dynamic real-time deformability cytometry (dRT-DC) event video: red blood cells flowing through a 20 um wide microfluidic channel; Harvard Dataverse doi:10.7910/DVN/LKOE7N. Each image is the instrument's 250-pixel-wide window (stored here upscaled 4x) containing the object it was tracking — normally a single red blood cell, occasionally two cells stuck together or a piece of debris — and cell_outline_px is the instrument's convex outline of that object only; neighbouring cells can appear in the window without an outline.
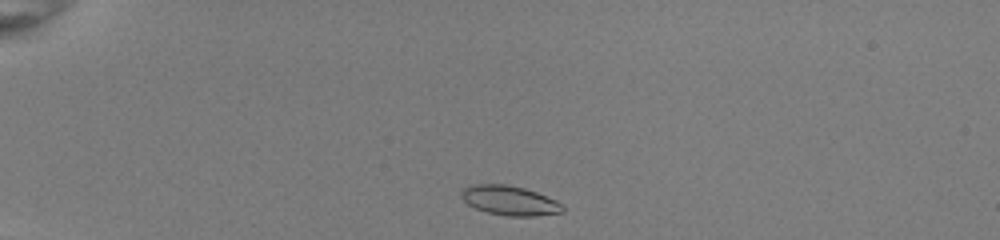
{"species": "common noctule bat (a hibernating species)", "species_latin": "Nyctalus noctula", "temperature_condition": "room temperature", "stored_images_in_passage": 39, "camera_frame_rate_fps": 3000, "um_per_image_px": 0.085, "animal": {"sex": "female", "body_mass_g": 22.0, "forearm_length_mm": 56.7}, "frame": {"image": 1, "passage_image": 1, "time_ms": 0.0, "image_size_px": [1000, 240], "cell_outline_px": [[564, 212], [532, 216], [508, 216], [488, 212], [476, 208], [468, 204], [460, 196], [460, 192], [468, 184], [504, 184], [524, 188], [536, 192], [556, 200], [564, 208]], "centroid_in_image_um": [43.29, 17.03], "position_along_channel_um": 41.7, "area_um2": 17.34}}
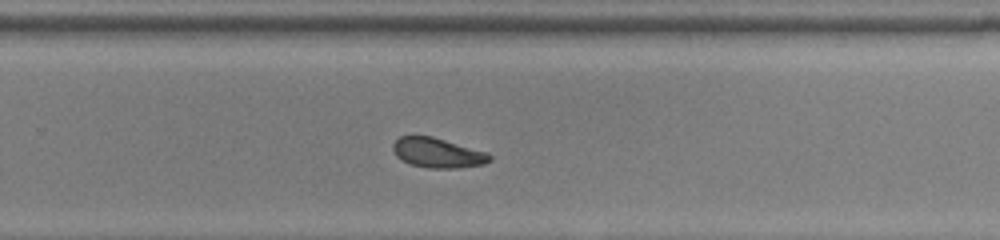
{"frame": {"image": 2, "passage_image": 24, "time_ms": 7.667, "image_size_px": [1000, 240], "cell_outline_px": [[492, 160], [484, 164], [456, 168], [428, 168], [408, 164], [396, 156], [392, 148], [392, 144], [400, 136], [432, 136], [484, 152], [492, 156]], "centroid_in_image_um": [37.15, 13.0], "position_along_channel_um": 292.6, "area_um2": 16.65}}
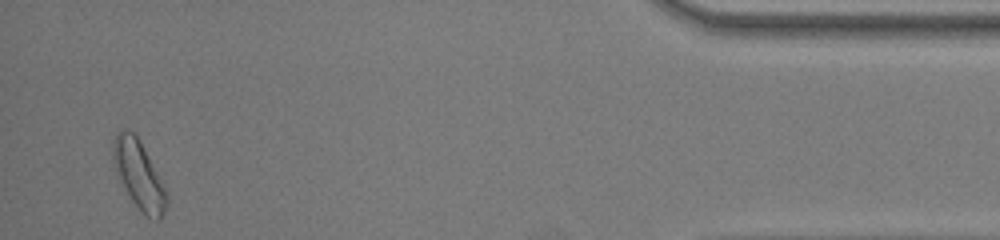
{"frame": {"image": 3, "passage_image": 38, "time_ms": 12.333, "image_size_px": [1000, 240], "cell_outline_px": [[168, 200], [164, 212], [160, 220], [156, 220], [148, 216], [132, 200], [112, 160], [112, 144], [116, 132], [132, 132], [136, 136], [164, 188], [168, 196]], "centroid_in_image_um": [11.8, 14.88], "position_along_channel_um": 423.4, "area_um2": 19.77}, "authors_computed_cell_mechanics": {"area_um2": 17.2822, "velocity_mm_per_s": 4.0085, "shape_relaxation_time_tau1_ms": 4.2135, "shape_relaxation_time_tau2_ms": 2.6905, "deformation_change_tau1": 0.1507, "deformation_change_tau2": 0.069}}